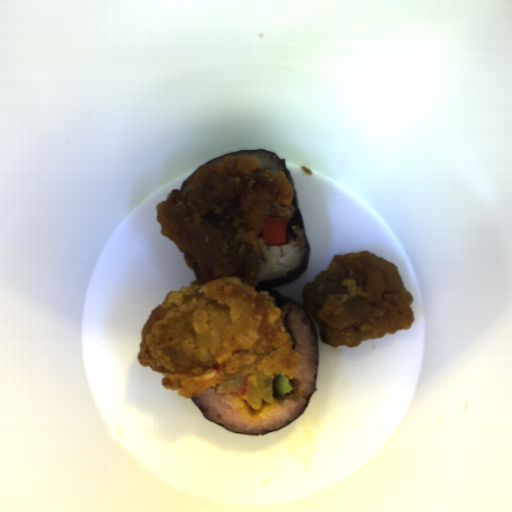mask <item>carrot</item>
<instances>
[{"label": "carrot", "mask_w": 512, "mask_h": 512, "mask_svg": "<svg viewBox=\"0 0 512 512\" xmlns=\"http://www.w3.org/2000/svg\"><path fill=\"white\" fill-rule=\"evenodd\" d=\"M288 221L286 218L265 216L257 234L265 244H284L287 240Z\"/></svg>", "instance_id": "obj_1"}]
</instances>
